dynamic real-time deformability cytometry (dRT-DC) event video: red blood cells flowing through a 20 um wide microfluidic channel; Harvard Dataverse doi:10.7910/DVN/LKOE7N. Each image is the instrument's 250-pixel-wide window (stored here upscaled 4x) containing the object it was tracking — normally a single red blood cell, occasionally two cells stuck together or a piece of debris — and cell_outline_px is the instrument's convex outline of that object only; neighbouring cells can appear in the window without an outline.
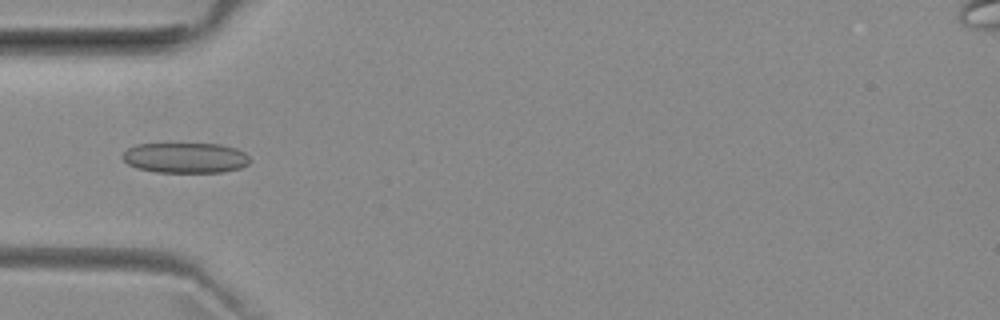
{"species": "common noctule bat (a hibernating species)", "species_latin": "Nyctalus noctula", "temperature_condition": "room temperature", "stored_images_in_passage": 40, "camera_frame_rate_fps": 3000, "um_per_image_px": 0.085, "animal": {"sex": "female", "body_mass_g": 29.2, "forearm_length_mm": 56.3}, "frame": {"image": 1, "passage_image": 11, "time_ms": 3.333, "image_size_px": [1000, 320], "cell_outline_px": [[252, 160], [248, 164], [240, 168], [224, 172], [156, 172], [140, 168], [128, 164], [120, 156], [128, 148], [136, 144], [220, 144], [236, 148], [244, 152]], "centroid_in_image_um": [15.78, 13.41], "position_along_channel_um": 69.2, "area_um2": 22.54}}
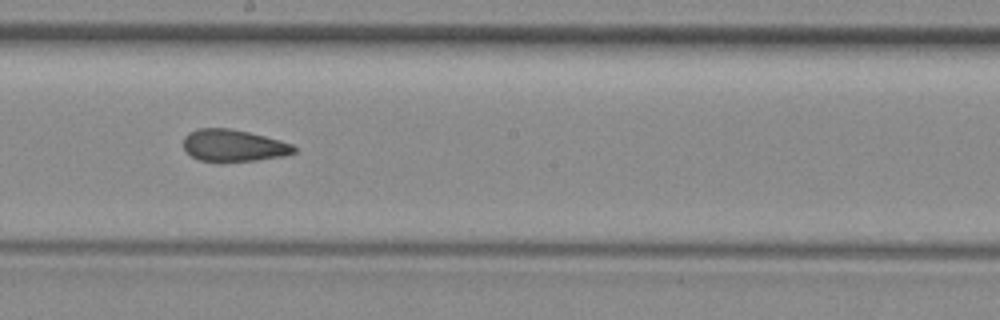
{"frame": {"image": 2, "passage_image": 23, "time_ms": 7.333, "image_size_px": [1000, 320], "cell_outline_px": [[296, 152], [284, 156], [256, 160], [200, 160], [192, 156], [184, 148], [184, 136], [188, 132], [196, 128], [228, 128], [248, 132], [280, 140], [292, 144], [296, 148]], "centroid_in_image_um": [19.86, 12.34], "position_along_channel_um": 228.3, "area_um2": 20.23}}
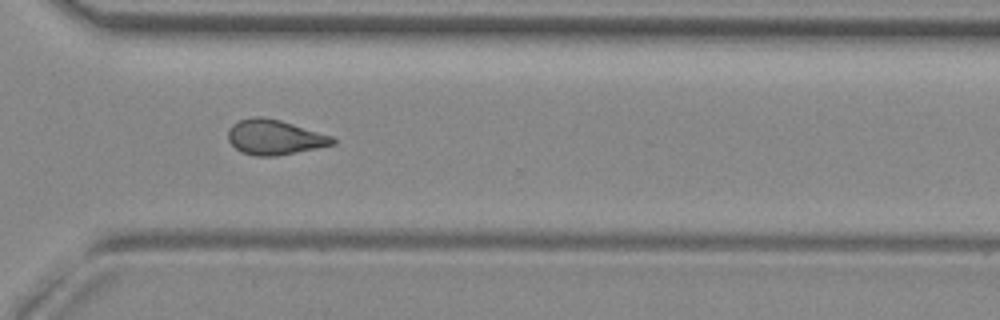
{"frame": {"image": 3, "passage_image": 32, "time_ms": 10.333, "image_size_px": [1000, 320], "cell_outline_px": [[336, 144], [276, 156], [256, 156], [240, 152], [228, 140], [228, 128], [232, 124], [240, 120], [252, 116], [260, 116], [280, 120], [332, 136], [336, 140]], "centroid_in_image_um": [23.31, 11.66], "position_along_channel_um": 347.3, "area_um2": 21.27}, "authors_computed_cell_mechanics": {"area_um2": 21.2415, "velocity_mm_per_s": 3.9696, "shape_relaxation_time_tau1_ms": null, "shape_relaxation_time_tau2_ms": 1.8782, "deformation_change_tau1": null, "deformation_change_tau2": 0.0747}}